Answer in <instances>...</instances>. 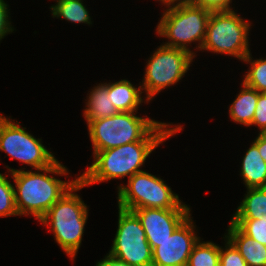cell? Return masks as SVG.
Listing matches in <instances>:
<instances>
[{
	"label": "cell",
	"mask_w": 266,
	"mask_h": 266,
	"mask_svg": "<svg viewBox=\"0 0 266 266\" xmlns=\"http://www.w3.org/2000/svg\"><path fill=\"white\" fill-rule=\"evenodd\" d=\"M191 214L169 238L152 251V266H187L193 247L199 241Z\"/></svg>",
	"instance_id": "obj_11"
},
{
	"label": "cell",
	"mask_w": 266,
	"mask_h": 266,
	"mask_svg": "<svg viewBox=\"0 0 266 266\" xmlns=\"http://www.w3.org/2000/svg\"><path fill=\"white\" fill-rule=\"evenodd\" d=\"M6 167L15 182L13 185L18 215L30 214L38 221L79 179L77 176L74 180L62 181L54 177L55 175L65 176L69 172L68 168L58 160L47 168L37 169V172Z\"/></svg>",
	"instance_id": "obj_2"
},
{
	"label": "cell",
	"mask_w": 266,
	"mask_h": 266,
	"mask_svg": "<svg viewBox=\"0 0 266 266\" xmlns=\"http://www.w3.org/2000/svg\"><path fill=\"white\" fill-rule=\"evenodd\" d=\"M241 85V91L229 106V117L235 123L249 127L254 118L259 92L244 82Z\"/></svg>",
	"instance_id": "obj_17"
},
{
	"label": "cell",
	"mask_w": 266,
	"mask_h": 266,
	"mask_svg": "<svg viewBox=\"0 0 266 266\" xmlns=\"http://www.w3.org/2000/svg\"><path fill=\"white\" fill-rule=\"evenodd\" d=\"M157 1L161 2L163 5H166L164 7L177 5V4H187L191 2V0H157Z\"/></svg>",
	"instance_id": "obj_30"
},
{
	"label": "cell",
	"mask_w": 266,
	"mask_h": 266,
	"mask_svg": "<svg viewBox=\"0 0 266 266\" xmlns=\"http://www.w3.org/2000/svg\"><path fill=\"white\" fill-rule=\"evenodd\" d=\"M136 112H119L111 117L89 120L87 127L92 142L93 155L98 151L112 149L137 141H166L182 131V125L171 127L170 123L152 118L139 117Z\"/></svg>",
	"instance_id": "obj_1"
},
{
	"label": "cell",
	"mask_w": 266,
	"mask_h": 266,
	"mask_svg": "<svg viewBox=\"0 0 266 266\" xmlns=\"http://www.w3.org/2000/svg\"><path fill=\"white\" fill-rule=\"evenodd\" d=\"M211 11L192 4H177L166 7L156 27V34L168 39L162 45L183 49L196 56L188 46L198 43L200 50L204 43Z\"/></svg>",
	"instance_id": "obj_5"
},
{
	"label": "cell",
	"mask_w": 266,
	"mask_h": 266,
	"mask_svg": "<svg viewBox=\"0 0 266 266\" xmlns=\"http://www.w3.org/2000/svg\"><path fill=\"white\" fill-rule=\"evenodd\" d=\"M266 214V187L247 188L232 219H258Z\"/></svg>",
	"instance_id": "obj_18"
},
{
	"label": "cell",
	"mask_w": 266,
	"mask_h": 266,
	"mask_svg": "<svg viewBox=\"0 0 266 266\" xmlns=\"http://www.w3.org/2000/svg\"><path fill=\"white\" fill-rule=\"evenodd\" d=\"M226 236L237 248L248 266H266V246L246 235L230 221Z\"/></svg>",
	"instance_id": "obj_13"
},
{
	"label": "cell",
	"mask_w": 266,
	"mask_h": 266,
	"mask_svg": "<svg viewBox=\"0 0 266 266\" xmlns=\"http://www.w3.org/2000/svg\"><path fill=\"white\" fill-rule=\"evenodd\" d=\"M87 95L89 96L86 98V107L83 111L86 122L111 117L119 113L112 103L111 92H108V87L104 83L94 86Z\"/></svg>",
	"instance_id": "obj_15"
},
{
	"label": "cell",
	"mask_w": 266,
	"mask_h": 266,
	"mask_svg": "<svg viewBox=\"0 0 266 266\" xmlns=\"http://www.w3.org/2000/svg\"><path fill=\"white\" fill-rule=\"evenodd\" d=\"M8 8L9 5L4 0H0V41L14 31V27H12L11 21H9L10 12Z\"/></svg>",
	"instance_id": "obj_27"
},
{
	"label": "cell",
	"mask_w": 266,
	"mask_h": 266,
	"mask_svg": "<svg viewBox=\"0 0 266 266\" xmlns=\"http://www.w3.org/2000/svg\"><path fill=\"white\" fill-rule=\"evenodd\" d=\"M250 52L243 62L250 64L249 70L244 76L243 82L256 89L259 93H266V58L252 59Z\"/></svg>",
	"instance_id": "obj_21"
},
{
	"label": "cell",
	"mask_w": 266,
	"mask_h": 266,
	"mask_svg": "<svg viewBox=\"0 0 266 266\" xmlns=\"http://www.w3.org/2000/svg\"><path fill=\"white\" fill-rule=\"evenodd\" d=\"M257 126L259 133H266V93H259L251 126Z\"/></svg>",
	"instance_id": "obj_25"
},
{
	"label": "cell",
	"mask_w": 266,
	"mask_h": 266,
	"mask_svg": "<svg viewBox=\"0 0 266 266\" xmlns=\"http://www.w3.org/2000/svg\"><path fill=\"white\" fill-rule=\"evenodd\" d=\"M56 3L50 7L53 18H63L72 23H83L91 25L89 11L83 0H55Z\"/></svg>",
	"instance_id": "obj_19"
},
{
	"label": "cell",
	"mask_w": 266,
	"mask_h": 266,
	"mask_svg": "<svg viewBox=\"0 0 266 266\" xmlns=\"http://www.w3.org/2000/svg\"><path fill=\"white\" fill-rule=\"evenodd\" d=\"M84 187L86 185L78 179L39 221L43 226L51 227L48 231H52L56 243L71 261L80 249L88 219L89 208L80 195L75 193Z\"/></svg>",
	"instance_id": "obj_3"
},
{
	"label": "cell",
	"mask_w": 266,
	"mask_h": 266,
	"mask_svg": "<svg viewBox=\"0 0 266 266\" xmlns=\"http://www.w3.org/2000/svg\"><path fill=\"white\" fill-rule=\"evenodd\" d=\"M0 173V217L19 216L15 204L14 185Z\"/></svg>",
	"instance_id": "obj_22"
},
{
	"label": "cell",
	"mask_w": 266,
	"mask_h": 266,
	"mask_svg": "<svg viewBox=\"0 0 266 266\" xmlns=\"http://www.w3.org/2000/svg\"><path fill=\"white\" fill-rule=\"evenodd\" d=\"M220 246L212 241H199L193 247L187 266H219Z\"/></svg>",
	"instance_id": "obj_20"
},
{
	"label": "cell",
	"mask_w": 266,
	"mask_h": 266,
	"mask_svg": "<svg viewBox=\"0 0 266 266\" xmlns=\"http://www.w3.org/2000/svg\"><path fill=\"white\" fill-rule=\"evenodd\" d=\"M132 211L139 218L152 251L191 214L190 209L137 208Z\"/></svg>",
	"instance_id": "obj_12"
},
{
	"label": "cell",
	"mask_w": 266,
	"mask_h": 266,
	"mask_svg": "<svg viewBox=\"0 0 266 266\" xmlns=\"http://www.w3.org/2000/svg\"><path fill=\"white\" fill-rule=\"evenodd\" d=\"M253 143L258 147L261 157L266 162V133H258Z\"/></svg>",
	"instance_id": "obj_29"
},
{
	"label": "cell",
	"mask_w": 266,
	"mask_h": 266,
	"mask_svg": "<svg viewBox=\"0 0 266 266\" xmlns=\"http://www.w3.org/2000/svg\"><path fill=\"white\" fill-rule=\"evenodd\" d=\"M251 24L234 10L211 12L201 51L225 54L243 61L251 51L248 42Z\"/></svg>",
	"instance_id": "obj_6"
},
{
	"label": "cell",
	"mask_w": 266,
	"mask_h": 266,
	"mask_svg": "<svg viewBox=\"0 0 266 266\" xmlns=\"http://www.w3.org/2000/svg\"><path fill=\"white\" fill-rule=\"evenodd\" d=\"M96 266H131V265L107 253V255L102 260L96 263Z\"/></svg>",
	"instance_id": "obj_28"
},
{
	"label": "cell",
	"mask_w": 266,
	"mask_h": 266,
	"mask_svg": "<svg viewBox=\"0 0 266 266\" xmlns=\"http://www.w3.org/2000/svg\"><path fill=\"white\" fill-rule=\"evenodd\" d=\"M17 123L0 114V151L31 168L44 169L57 159L52 152L42 144V139H36L32 134Z\"/></svg>",
	"instance_id": "obj_9"
},
{
	"label": "cell",
	"mask_w": 266,
	"mask_h": 266,
	"mask_svg": "<svg viewBox=\"0 0 266 266\" xmlns=\"http://www.w3.org/2000/svg\"><path fill=\"white\" fill-rule=\"evenodd\" d=\"M232 0H191L189 4L202 7L204 9L213 11H230L234 7L230 6Z\"/></svg>",
	"instance_id": "obj_26"
},
{
	"label": "cell",
	"mask_w": 266,
	"mask_h": 266,
	"mask_svg": "<svg viewBox=\"0 0 266 266\" xmlns=\"http://www.w3.org/2000/svg\"><path fill=\"white\" fill-rule=\"evenodd\" d=\"M108 92H111V100L118 112H136L144 101L142 88L135 87L129 80L122 79L117 82H105Z\"/></svg>",
	"instance_id": "obj_14"
},
{
	"label": "cell",
	"mask_w": 266,
	"mask_h": 266,
	"mask_svg": "<svg viewBox=\"0 0 266 266\" xmlns=\"http://www.w3.org/2000/svg\"><path fill=\"white\" fill-rule=\"evenodd\" d=\"M166 141H137L116 148L98 151L93 155V163L79 176L86 185H93L112 179H128L144 165L160 144Z\"/></svg>",
	"instance_id": "obj_4"
},
{
	"label": "cell",
	"mask_w": 266,
	"mask_h": 266,
	"mask_svg": "<svg viewBox=\"0 0 266 266\" xmlns=\"http://www.w3.org/2000/svg\"><path fill=\"white\" fill-rule=\"evenodd\" d=\"M117 189L118 207L122 209H190L163 179L145 170L131 176L125 186L120 184Z\"/></svg>",
	"instance_id": "obj_7"
},
{
	"label": "cell",
	"mask_w": 266,
	"mask_h": 266,
	"mask_svg": "<svg viewBox=\"0 0 266 266\" xmlns=\"http://www.w3.org/2000/svg\"><path fill=\"white\" fill-rule=\"evenodd\" d=\"M243 156L240 175L246 188L266 187V162L252 142Z\"/></svg>",
	"instance_id": "obj_16"
},
{
	"label": "cell",
	"mask_w": 266,
	"mask_h": 266,
	"mask_svg": "<svg viewBox=\"0 0 266 266\" xmlns=\"http://www.w3.org/2000/svg\"><path fill=\"white\" fill-rule=\"evenodd\" d=\"M118 228L109 254L131 266H152V249L137 215L118 207Z\"/></svg>",
	"instance_id": "obj_10"
},
{
	"label": "cell",
	"mask_w": 266,
	"mask_h": 266,
	"mask_svg": "<svg viewBox=\"0 0 266 266\" xmlns=\"http://www.w3.org/2000/svg\"><path fill=\"white\" fill-rule=\"evenodd\" d=\"M148 59L142 84L145 100L152 101L161 90L178 83L188 72L195 56L178 48L158 46ZM144 90V91H143Z\"/></svg>",
	"instance_id": "obj_8"
},
{
	"label": "cell",
	"mask_w": 266,
	"mask_h": 266,
	"mask_svg": "<svg viewBox=\"0 0 266 266\" xmlns=\"http://www.w3.org/2000/svg\"><path fill=\"white\" fill-rule=\"evenodd\" d=\"M225 247L220 246L219 266H248L233 243L225 236Z\"/></svg>",
	"instance_id": "obj_24"
},
{
	"label": "cell",
	"mask_w": 266,
	"mask_h": 266,
	"mask_svg": "<svg viewBox=\"0 0 266 266\" xmlns=\"http://www.w3.org/2000/svg\"><path fill=\"white\" fill-rule=\"evenodd\" d=\"M246 235L266 246V214L258 219H231Z\"/></svg>",
	"instance_id": "obj_23"
}]
</instances>
